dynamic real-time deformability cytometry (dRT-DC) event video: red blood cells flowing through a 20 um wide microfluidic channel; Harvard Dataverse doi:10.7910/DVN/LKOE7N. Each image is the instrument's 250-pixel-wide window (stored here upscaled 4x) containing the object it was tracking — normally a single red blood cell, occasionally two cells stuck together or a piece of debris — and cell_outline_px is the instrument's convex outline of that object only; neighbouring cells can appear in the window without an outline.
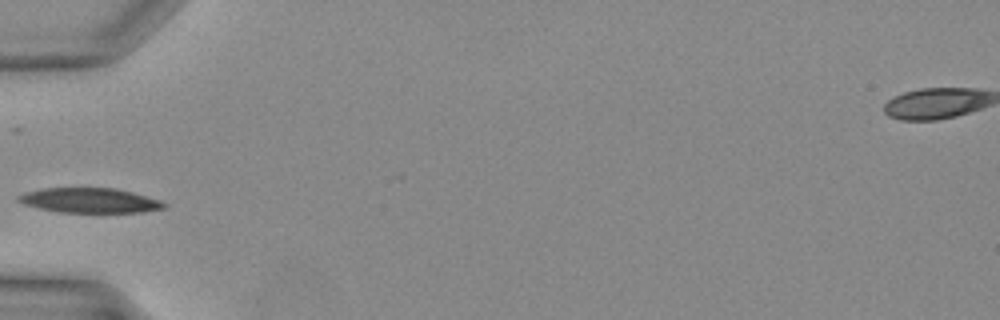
{"species": "Egyptian fruit bat (a non-hibernating species)", "species_latin": "Rousettus aegyptiacus", "temperature_condition": "warm", "stored_images_in_passage": 26, "camera_frame_rate_fps": 3000, "um_per_image_px": 0.085, "animal": {"sex": "female"}, "frame": {"image": 1, "passage_image": 1, "time_ms": 0.0, "image_size_px": [1000, 320], "cell_outline_px": [[168, 204], [164, 208], [140, 212], [56, 212], [36, 208], [24, 204], [16, 200], [16, 196], [24, 192], [44, 188], [112, 188], [132, 192], [160, 200]], "centroid_in_image_um": [7.57, 17.04], "position_along_channel_um": 77.4, "area_um2": 21.1}}
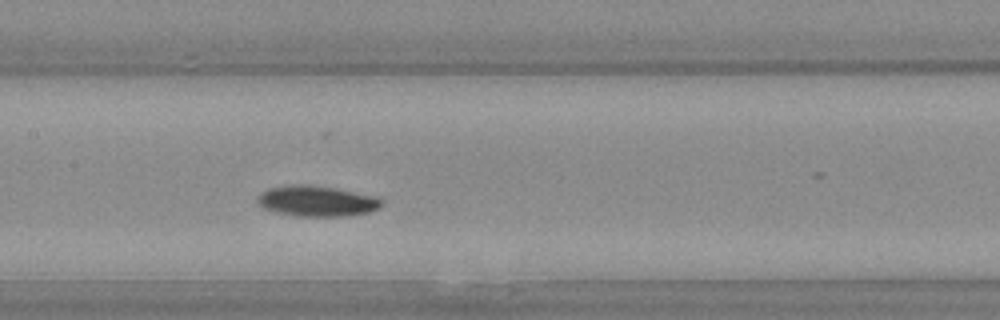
{"frame": {"image": 2, "passage_image": 7, "time_ms": 2.0, "image_size_px": [1000, 320], "cell_outline_px": [[384, 204], [368, 212], [348, 216], [292, 216], [272, 212], [264, 208], [256, 200], [264, 192], [272, 188], [328, 188], [372, 196], [384, 200]], "centroid_in_image_um": [26.97, 17.18], "position_along_channel_um": 180.4, "area_um2": 20.63}}
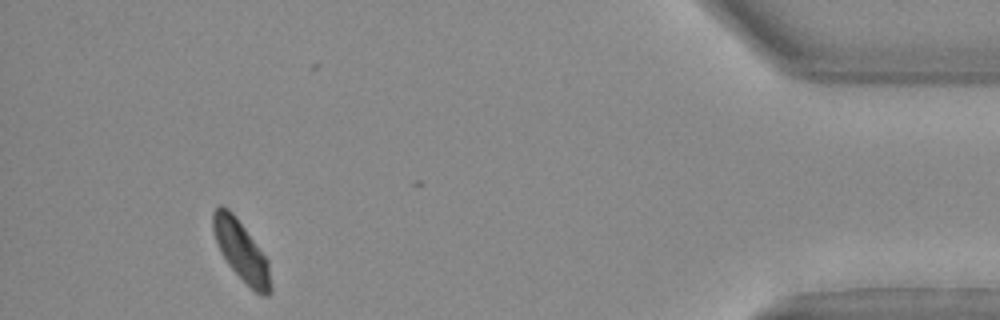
{"frame": {"image": 3, "passage_image": 24, "time_ms": 7.667, "image_size_px": [1000, 320], "cell_outline_px": [[272, 292], [268, 296], [260, 296], [228, 264], [216, 240], [212, 228], [212, 212], [220, 204], [228, 208], [236, 216], [268, 260], [272, 288]], "centroid_in_image_um": [20.52, 21.32], "position_along_channel_um": 414.7, "area_um2": 19.83}}